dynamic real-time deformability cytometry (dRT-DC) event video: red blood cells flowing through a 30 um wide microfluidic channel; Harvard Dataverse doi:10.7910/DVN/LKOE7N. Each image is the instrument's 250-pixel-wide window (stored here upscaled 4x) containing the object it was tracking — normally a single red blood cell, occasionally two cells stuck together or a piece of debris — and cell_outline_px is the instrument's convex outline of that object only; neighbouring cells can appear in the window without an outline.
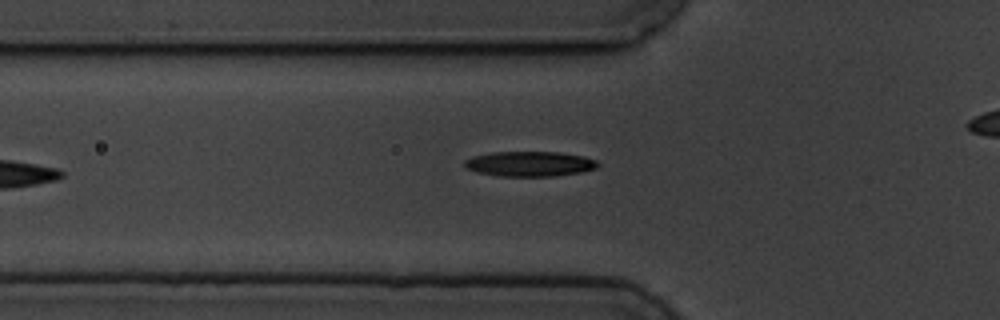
{"species": "common noctule bat (a hibernating species)", "species_latin": "Nyctalus noctula", "temperature_condition": "cold", "stored_images_in_passage": 7, "camera_frame_rate_fps": 3000, "um_per_image_px": 0.085, "animal": {"sex": "male", "body_mass_g": 19.5, "forearm_length_mm": 54.6}, "frame": {"image": 1, "passage_image": 5, "time_ms": 4.667, "image_size_px": [1000, 320], "cell_outline_px": [[600, 164], [596, 168], [580, 172], [552, 176], [500, 176], [476, 172], [468, 168], [464, 164], [464, 160], [472, 156], [492, 152], [560, 152], [584, 156], [596, 160]], "centroid_in_image_um": [45.02, 13.92], "position_along_channel_um": 80.8, "area_um2": 19.42}}